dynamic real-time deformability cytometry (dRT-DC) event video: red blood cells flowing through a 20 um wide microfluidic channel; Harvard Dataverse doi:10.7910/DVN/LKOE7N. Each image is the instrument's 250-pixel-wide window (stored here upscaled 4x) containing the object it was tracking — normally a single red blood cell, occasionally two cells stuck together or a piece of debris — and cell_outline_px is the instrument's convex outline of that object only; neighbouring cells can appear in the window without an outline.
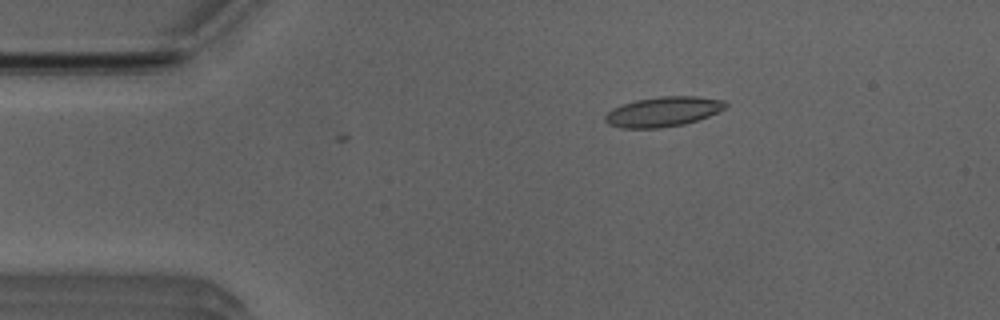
{"species": "Egyptian fruit bat (a non-hibernating species)", "species_latin": "Rousettus aegyptiacus", "temperature_condition": "room temperature", "stored_images_in_passage": 4, "camera_frame_rate_fps": 3000, "um_per_image_px": 0.085, "animal": {"sex": "male"}, "frame": {"image": 1, "passage_image": 4, "time_ms": 1.0, "image_size_px": [1000, 320], "cell_outline_px": [[728, 104], [724, 108], [708, 116], [684, 124], [660, 128], [620, 128], [608, 124], [604, 120], [604, 116], [612, 108], [636, 100], [660, 96], [696, 96], [724, 100]], "centroid_in_image_um": [56.34, 9.49], "position_along_channel_um": 28.7, "area_um2": 20.87}}